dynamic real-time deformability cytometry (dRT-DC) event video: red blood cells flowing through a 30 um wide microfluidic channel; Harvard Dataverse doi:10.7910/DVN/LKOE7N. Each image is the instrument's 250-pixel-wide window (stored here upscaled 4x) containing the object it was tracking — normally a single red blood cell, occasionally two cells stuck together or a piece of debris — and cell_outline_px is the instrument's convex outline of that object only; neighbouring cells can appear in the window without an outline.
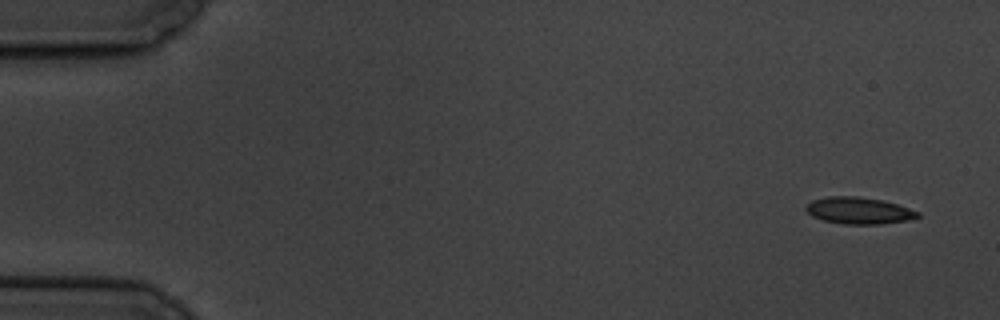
{"species": "common noctule bat (a hibernating species)", "species_latin": "Nyctalus noctula", "temperature_condition": "cold", "stored_images_in_passage": 5, "camera_frame_rate_fps": 3000, "um_per_image_px": 0.085, "animal": {"sex": "male", "body_mass_g": 19.5, "forearm_length_mm": 54.6}, "frame": {"image": 1, "passage_image": 1, "time_ms": 0.0, "image_size_px": [1000, 320], "cell_outline_px": [[920, 216], [908, 220], [880, 224], [844, 224], [824, 220], [812, 216], [804, 208], [812, 200], [828, 196], [856, 196], [884, 200], [920, 212]], "centroid_in_image_um": [73.0, 17.89], "position_along_channel_um": 12.0, "area_um2": 17.34}}
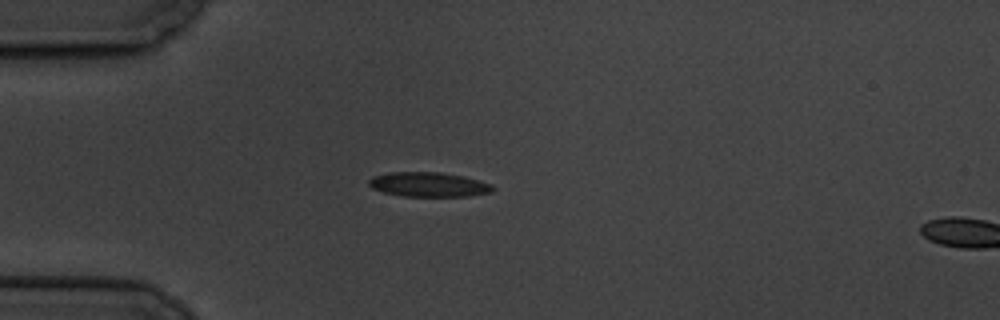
{"frame": {"image": 2, "passage_image": 4, "time_ms": 4.333, "image_size_px": [1000, 320], "cell_outline_px": [[496, 188], [492, 192], [468, 196], [404, 196], [384, 192], [372, 188], [368, 184], [368, 180], [372, 176], [392, 172], [440, 172], [464, 176], [492, 184]], "centroid_in_image_um": [36.45, 15.68], "position_along_channel_um": 48.5, "area_um2": 17.74}}